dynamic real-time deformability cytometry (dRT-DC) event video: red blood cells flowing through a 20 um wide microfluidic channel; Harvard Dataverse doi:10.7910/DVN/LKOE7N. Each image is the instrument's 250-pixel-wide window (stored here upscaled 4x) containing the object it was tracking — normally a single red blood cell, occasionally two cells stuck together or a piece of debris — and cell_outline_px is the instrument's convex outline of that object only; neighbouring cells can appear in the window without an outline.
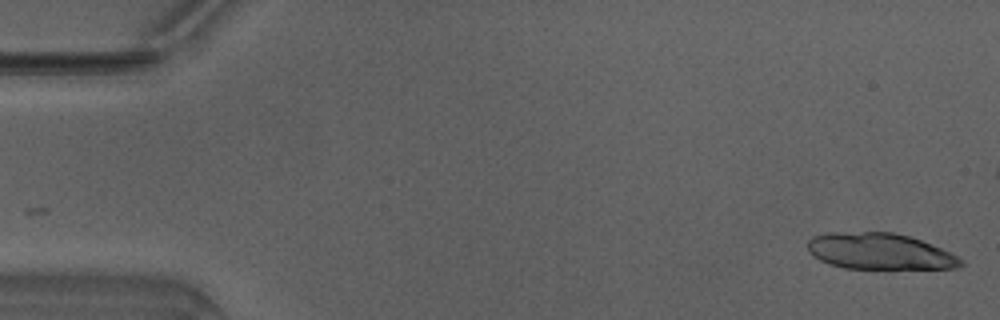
{"species": "Egyptian fruit bat (a non-hibernating species)", "species_latin": "Rousettus aegyptiacus", "temperature_condition": "warm", "stored_images_in_passage": 44, "camera_frame_rate_fps": 3000, "um_per_image_px": 0.085, "animal": {"sex": "male"}, "frame": {"image": 1, "passage_image": 1, "time_ms": 0.0, "image_size_px": [1000, 320], "cell_outline_px": [[964, 264], [960, 268], [844, 268], [828, 264], [812, 256], [808, 252], [808, 240], [812, 236], [832, 232], [892, 232], [908, 236], [920, 240], [940, 248], [964, 260]], "centroid_in_image_um": [74.73, 21.36], "position_along_channel_um": 10.3, "area_um2": 32.19}}
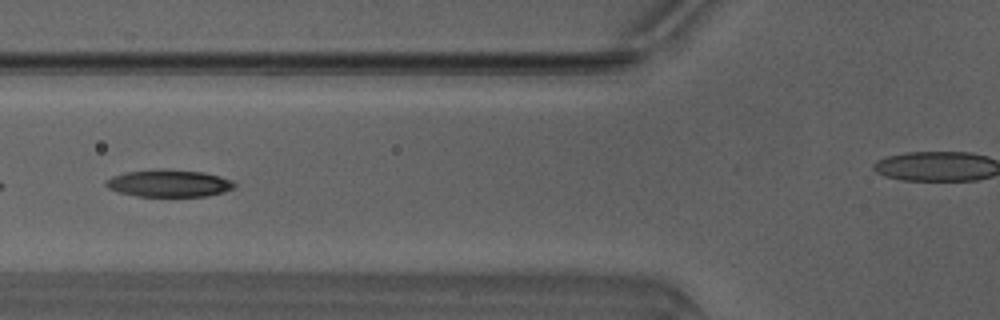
{"frame": {"image": 2, "passage_image": 19, "time_ms": 6.0, "image_size_px": [1000, 320], "cell_outline_px": [[236, 184], [232, 188], [224, 192], [208, 196], [136, 196], [116, 192], [108, 188], [104, 184], [112, 176], [124, 172], [156, 168], [204, 172], [220, 176], [232, 180]], "centroid_in_image_um": [14.34, 15.57], "position_along_channel_um": 111.5, "area_um2": 20.58}, "authors_computed_cell_mechanics": {"area_um2": 20.5479, "velocity_mm_per_s": 4.1679, "shape_relaxation_time_tau1_ms": 4.8299, "shape_relaxation_time_tau2_ms": 4.816, "deformation_change_tau1": 0.1577, "deformation_change_tau2": 0.0963}}